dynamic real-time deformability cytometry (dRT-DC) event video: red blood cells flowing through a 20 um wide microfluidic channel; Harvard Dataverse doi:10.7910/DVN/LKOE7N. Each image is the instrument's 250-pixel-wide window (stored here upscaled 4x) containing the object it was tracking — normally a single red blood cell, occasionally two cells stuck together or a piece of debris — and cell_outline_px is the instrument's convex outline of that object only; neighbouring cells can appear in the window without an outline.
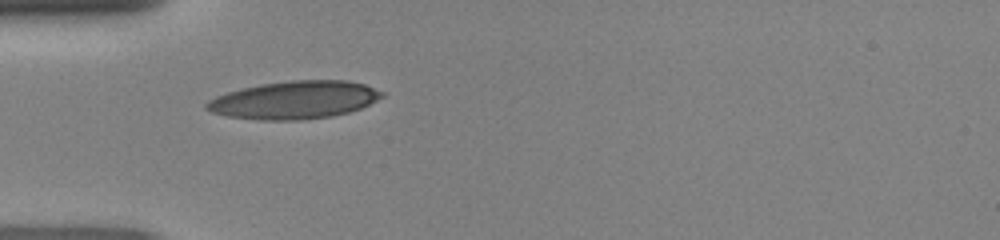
{"species": "human", "species_latin": "Homo sapiens", "temperature_condition": "room temperature", "stored_images_in_passage": 34, "camera_frame_rate_fps": 3000, "um_per_image_px": 0.085, "donor": {"sex": "female"}, "frame": {"image": 1, "passage_image": 1, "time_ms": 0.0, "image_size_px": [1000, 240], "cell_outline_px": [[384, 96], [360, 108], [348, 112], [332, 116], [300, 120], [260, 120], [228, 116], [212, 112], [204, 108], [204, 104], [208, 100], [216, 96], [228, 92], [260, 84], [292, 80], [348, 80], [364, 84], [384, 92]], "centroid_in_image_um": [25.01, 8.49], "position_along_channel_um": 60.0, "area_um2": 38.55}}
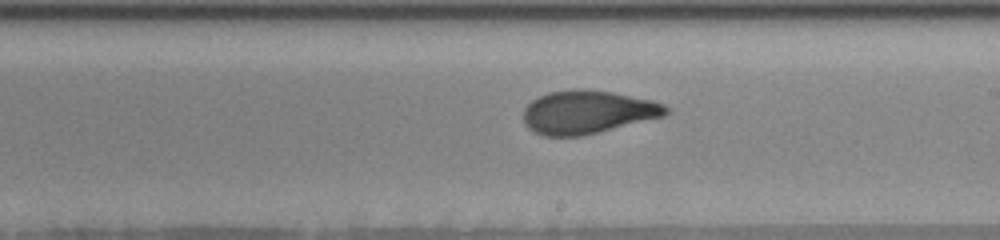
{"frame": {"image": 2, "passage_image": 14, "time_ms": 4.333, "image_size_px": [1000, 240], "cell_outline_px": [[668, 112], [664, 116], [580, 136], [544, 136], [528, 128], [524, 124], [524, 108], [532, 100], [548, 92], [576, 88], [584, 88], [612, 92], [652, 100], [664, 104], [668, 108]], "centroid_in_image_um": [49.92, 9.51], "position_along_channel_um": 239.1, "area_um2": 35.78}}
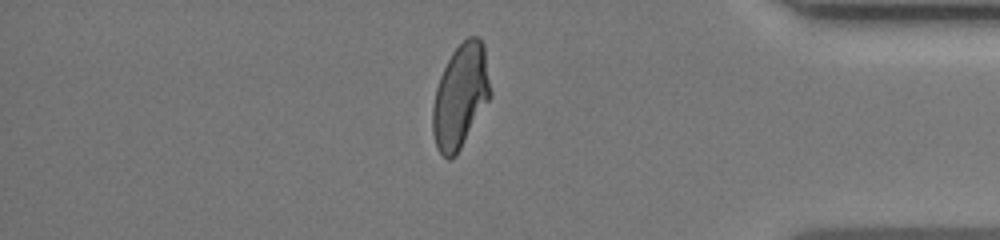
{"frame": {"image": 3, "passage_image": 27, "time_ms": 8.667, "image_size_px": [1000, 240], "cell_outline_px": [[492, 96], [456, 156], [448, 160], [436, 148], [432, 132], [432, 108], [436, 88], [440, 76], [452, 52], [468, 36], [476, 36], [484, 44]], "centroid_in_image_um": [39.14, 8.19], "position_along_channel_um": 396.1, "area_um2": 35.03}}